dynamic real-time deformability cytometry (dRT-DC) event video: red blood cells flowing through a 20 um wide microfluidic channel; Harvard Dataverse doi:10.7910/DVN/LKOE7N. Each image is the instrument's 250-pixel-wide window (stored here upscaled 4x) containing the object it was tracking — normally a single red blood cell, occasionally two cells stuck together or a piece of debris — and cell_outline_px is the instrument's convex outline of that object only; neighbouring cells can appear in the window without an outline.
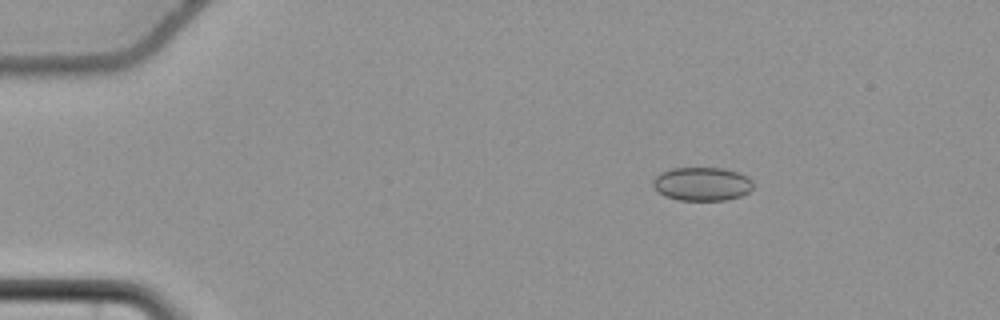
{"species": "common noctule bat (a hibernating species)", "species_latin": "Nyctalus noctula", "temperature_condition": "cold", "stored_images_in_passage": 50, "camera_frame_rate_fps": 3000, "um_per_image_px": 0.085, "animal": {"sex": "female", "body_mass_g": 22.7, "forearm_length_mm": 54.2}, "frame": {"image": 1, "passage_image": 3, "time_ms": 0.667, "image_size_px": [1000, 320], "cell_outline_px": [[752, 188], [748, 192], [740, 196], [728, 200], [680, 200], [664, 196], [652, 184], [652, 180], [660, 172], [672, 168], [724, 168], [740, 172], [748, 176], [752, 180]], "centroid_in_image_um": [59.69, 15.62], "position_along_channel_um": 25.3, "area_um2": 19.71}}
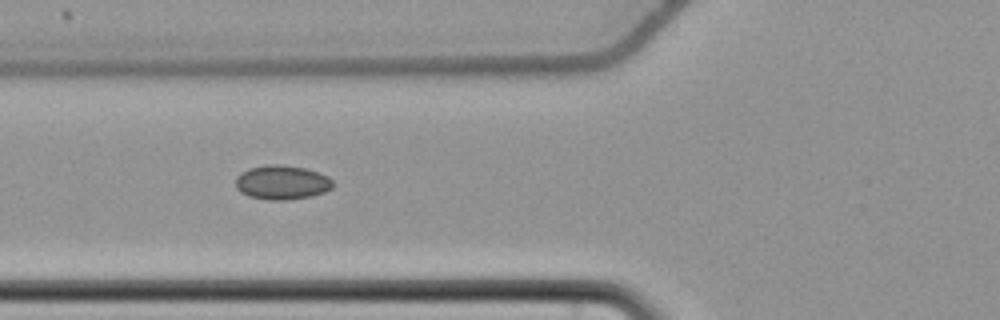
{"frame": {"image": 2, "passage_image": 16, "time_ms": 5.0, "image_size_px": [1000, 320], "cell_outline_px": [[332, 188], [324, 192], [312, 196], [284, 200], [268, 200], [248, 196], [240, 192], [236, 188], [236, 176], [240, 172], [248, 168], [264, 164], [280, 164], [304, 168], [320, 172], [328, 176], [332, 180]], "centroid_in_image_um": [23.94, 15.49], "position_along_channel_um": 101.9, "area_um2": 19.65}}
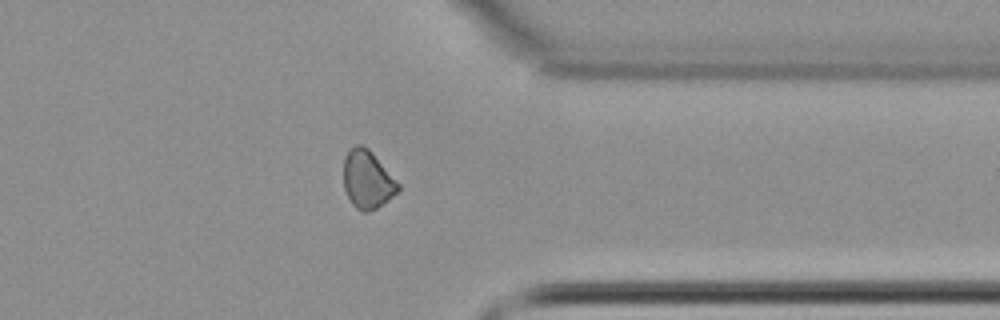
{"frame": {"image": 3, "passage_image": 39, "time_ms": 12.667, "image_size_px": [1000, 320], "cell_outline_px": [[400, 188], [388, 200], [376, 208], [368, 212], [364, 212], [356, 208], [352, 204], [344, 188], [344, 156], [356, 144], [360, 144], [368, 148], [372, 152], [400, 184]], "centroid_in_image_um": [31.22, 15.26], "position_along_channel_um": 380.2, "area_um2": 18.26}, "authors_computed_cell_mechanics": {"area_um2": 18.4382, "velocity_mm_per_s": 3.7067, "shape_relaxation_time_tau1_ms": null, "shape_relaxation_time_tau2_ms": 4.1249, "deformation_change_tau1": null, "deformation_change_tau2": 0.0666}}